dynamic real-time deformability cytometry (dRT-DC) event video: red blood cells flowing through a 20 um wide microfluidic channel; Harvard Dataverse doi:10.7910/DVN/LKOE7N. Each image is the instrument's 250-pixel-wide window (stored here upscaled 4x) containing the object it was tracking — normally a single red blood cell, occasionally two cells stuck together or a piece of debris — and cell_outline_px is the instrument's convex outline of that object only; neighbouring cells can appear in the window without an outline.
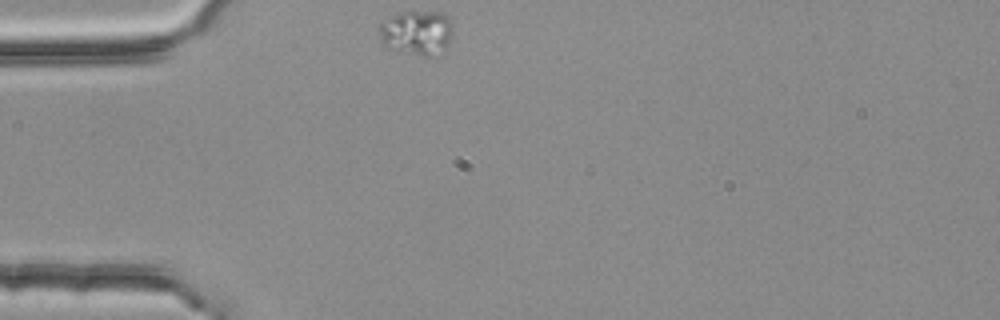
{"species": "common noctule bat (a hibernating species)", "species_latin": "Nyctalus noctula", "temperature_condition": "room temperature", "stored_images_in_passage": 46, "camera_frame_rate_fps": 3000, "um_per_image_px": 0.085, "animal": {"sex": "female", "body_mass_g": 25.1}, "frame": {"image": 1, "passage_image": 1, "time_ms": 0.0, "image_size_px": [1000, 320], "cell_outline_px": [[452, 32], [448, 48], [444, 52], [432, 56], [424, 56], [396, 52], [384, 48], [380, 36], [380, 24], [392, 16], [400, 12], [444, 12], [452, 20]], "centroid_in_image_um": [35.46, 2.81], "position_along_channel_um": 49.5, "area_um2": 19.71}}